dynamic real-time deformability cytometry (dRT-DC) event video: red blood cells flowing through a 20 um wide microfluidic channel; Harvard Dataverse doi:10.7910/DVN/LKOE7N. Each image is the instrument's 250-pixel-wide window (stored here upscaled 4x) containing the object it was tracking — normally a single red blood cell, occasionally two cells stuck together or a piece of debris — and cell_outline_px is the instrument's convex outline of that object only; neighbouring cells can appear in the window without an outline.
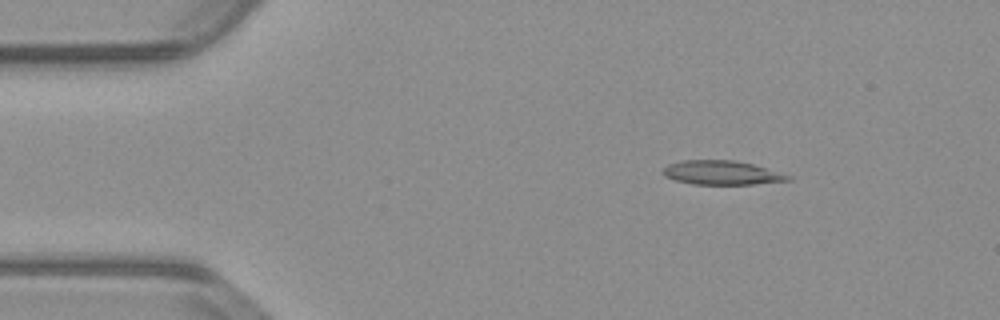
{"species": "common noctule bat (a hibernating species)", "species_latin": "Nyctalus noctula", "temperature_condition": "warm", "stored_images_in_passage": 36, "camera_frame_rate_fps": 3000, "um_per_image_px": 0.085, "animal": {"sex": "male", "body_mass_g": 23.1, "forearm_length_mm": 52.7}, "frame": {"image": 1, "passage_image": 7, "time_ms": 2.0, "image_size_px": [1000, 320], "cell_outline_px": [[792, 180], [752, 184], [692, 184], [676, 180], [664, 176], [660, 172], [668, 164], [684, 160], [736, 160], [752, 164], [792, 176]], "centroid_in_image_um": [61.32, 14.68], "position_along_channel_um": 23.7, "area_um2": 17.46}}
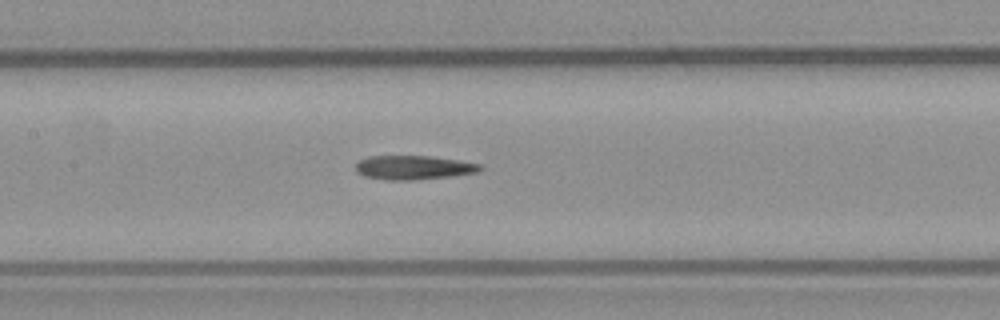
{"frame": {"image": 2, "passage_image": 24, "time_ms": 7.667, "image_size_px": [1000, 320], "cell_outline_px": [[484, 168], [480, 172], [452, 176], [416, 180], [384, 180], [364, 176], [356, 172], [356, 164], [360, 160], [368, 156], [432, 156], [460, 160], [484, 164]], "centroid_in_image_um": [35.22, 14.24], "position_along_channel_um": 172.2, "area_um2": 17.8}}
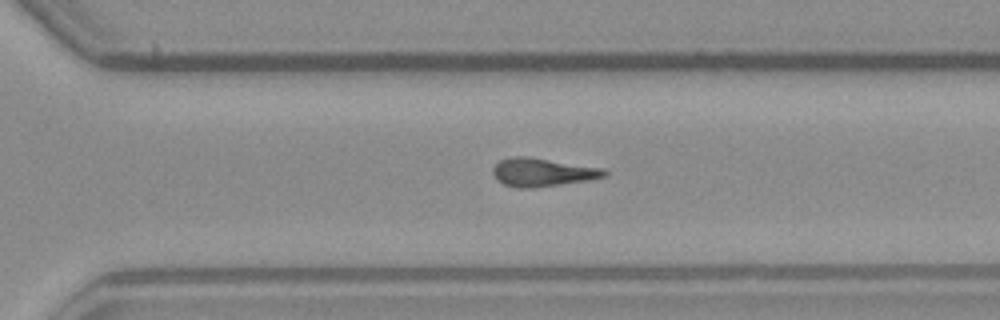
{"frame": {"image": 3, "passage_image": 36, "time_ms": 11.667, "image_size_px": [1000, 320], "cell_outline_px": [[608, 176], [592, 180], [532, 188], [520, 188], [504, 184], [496, 180], [492, 172], [492, 168], [500, 160], [512, 156], [528, 156], [604, 168], [608, 172]], "centroid_in_image_um": [46.14, 14.64], "position_along_channel_um": 324.5, "area_um2": 18.67}}